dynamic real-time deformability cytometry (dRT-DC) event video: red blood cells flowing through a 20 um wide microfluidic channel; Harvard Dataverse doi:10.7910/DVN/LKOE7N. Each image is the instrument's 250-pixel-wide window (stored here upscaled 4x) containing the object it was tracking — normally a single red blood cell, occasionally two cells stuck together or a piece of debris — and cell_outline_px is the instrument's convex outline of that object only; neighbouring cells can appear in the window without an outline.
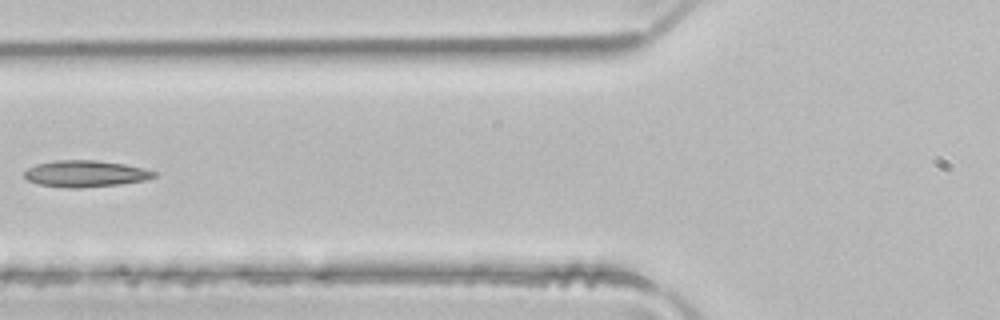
{"species": "common noctule bat (a hibernating species)", "species_latin": "Nyctalus noctula", "temperature_condition": "room temperature", "stored_images_in_passage": 5, "camera_frame_rate_fps": 3000, "um_per_image_px": 0.085, "animal": {"sex": "male", "body_mass_g": 21.5, "forearm_length_mm": 52.0}, "frame": {"image": 1, "passage_image": 5, "time_ms": 1.333, "image_size_px": [1000, 320], "cell_outline_px": [[156, 176], [144, 180], [120, 184], [76, 188], [68, 188], [36, 184], [28, 180], [24, 176], [24, 172], [28, 168], [36, 164], [56, 160], [96, 160], [124, 164], [144, 168], [156, 172]], "centroid_in_image_um": [7.24, 14.76], "position_along_channel_um": 118.6, "area_um2": 20.0}}